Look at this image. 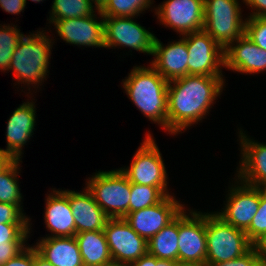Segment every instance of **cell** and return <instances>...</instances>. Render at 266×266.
I'll return each instance as SVG.
<instances>
[{"instance_id": "1", "label": "cell", "mask_w": 266, "mask_h": 266, "mask_svg": "<svg viewBox=\"0 0 266 266\" xmlns=\"http://www.w3.org/2000/svg\"><path fill=\"white\" fill-rule=\"evenodd\" d=\"M224 77L186 75L168 82V134H180L209 114L221 95Z\"/></svg>"}, {"instance_id": "2", "label": "cell", "mask_w": 266, "mask_h": 266, "mask_svg": "<svg viewBox=\"0 0 266 266\" xmlns=\"http://www.w3.org/2000/svg\"><path fill=\"white\" fill-rule=\"evenodd\" d=\"M134 66L126 79L123 89L141 113L167 131L168 81L151 65Z\"/></svg>"}, {"instance_id": "3", "label": "cell", "mask_w": 266, "mask_h": 266, "mask_svg": "<svg viewBox=\"0 0 266 266\" xmlns=\"http://www.w3.org/2000/svg\"><path fill=\"white\" fill-rule=\"evenodd\" d=\"M36 31L24 35L18 42L12 54L10 70H8H12L14 80L18 81V84L23 83L28 87L31 85L33 88H39L38 86H41L46 76L49 75L47 74L49 73V58L51 59V49L54 44V39L52 37L50 39L45 33L46 30Z\"/></svg>"}, {"instance_id": "4", "label": "cell", "mask_w": 266, "mask_h": 266, "mask_svg": "<svg viewBox=\"0 0 266 266\" xmlns=\"http://www.w3.org/2000/svg\"><path fill=\"white\" fill-rule=\"evenodd\" d=\"M206 239V264L234 260L254 246L245 231L226 223L215 211L206 213Z\"/></svg>"}, {"instance_id": "5", "label": "cell", "mask_w": 266, "mask_h": 266, "mask_svg": "<svg viewBox=\"0 0 266 266\" xmlns=\"http://www.w3.org/2000/svg\"><path fill=\"white\" fill-rule=\"evenodd\" d=\"M86 188L109 218H124L129 213L131 183L120 169L98 171L87 179Z\"/></svg>"}, {"instance_id": "6", "label": "cell", "mask_w": 266, "mask_h": 266, "mask_svg": "<svg viewBox=\"0 0 266 266\" xmlns=\"http://www.w3.org/2000/svg\"><path fill=\"white\" fill-rule=\"evenodd\" d=\"M239 0H204L203 30L223 49L245 33ZM243 1V0H242Z\"/></svg>"}, {"instance_id": "7", "label": "cell", "mask_w": 266, "mask_h": 266, "mask_svg": "<svg viewBox=\"0 0 266 266\" xmlns=\"http://www.w3.org/2000/svg\"><path fill=\"white\" fill-rule=\"evenodd\" d=\"M145 139L133 155L130 166L119 168L130 183L154 187H167V170L162 154L153 138L147 133Z\"/></svg>"}, {"instance_id": "8", "label": "cell", "mask_w": 266, "mask_h": 266, "mask_svg": "<svg viewBox=\"0 0 266 266\" xmlns=\"http://www.w3.org/2000/svg\"><path fill=\"white\" fill-rule=\"evenodd\" d=\"M186 208L179 213L178 262L206 265V213Z\"/></svg>"}, {"instance_id": "9", "label": "cell", "mask_w": 266, "mask_h": 266, "mask_svg": "<svg viewBox=\"0 0 266 266\" xmlns=\"http://www.w3.org/2000/svg\"><path fill=\"white\" fill-rule=\"evenodd\" d=\"M186 41L188 75L224 77V49L204 30L183 35Z\"/></svg>"}, {"instance_id": "10", "label": "cell", "mask_w": 266, "mask_h": 266, "mask_svg": "<svg viewBox=\"0 0 266 266\" xmlns=\"http://www.w3.org/2000/svg\"><path fill=\"white\" fill-rule=\"evenodd\" d=\"M103 231L113 264L128 266L148 253L147 240L138 235L124 218H110Z\"/></svg>"}, {"instance_id": "11", "label": "cell", "mask_w": 266, "mask_h": 266, "mask_svg": "<svg viewBox=\"0 0 266 266\" xmlns=\"http://www.w3.org/2000/svg\"><path fill=\"white\" fill-rule=\"evenodd\" d=\"M104 18V44L105 48L129 47L132 50L152 55L154 48V34L137 23L135 17Z\"/></svg>"}, {"instance_id": "12", "label": "cell", "mask_w": 266, "mask_h": 266, "mask_svg": "<svg viewBox=\"0 0 266 266\" xmlns=\"http://www.w3.org/2000/svg\"><path fill=\"white\" fill-rule=\"evenodd\" d=\"M240 182V183H239ZM229 187L225 208L215 212L226 223L246 231L257 213L260 203V188L238 181ZM234 186V187H233Z\"/></svg>"}, {"instance_id": "13", "label": "cell", "mask_w": 266, "mask_h": 266, "mask_svg": "<svg viewBox=\"0 0 266 266\" xmlns=\"http://www.w3.org/2000/svg\"><path fill=\"white\" fill-rule=\"evenodd\" d=\"M155 15L179 35L198 32L203 30L204 0H167L155 8Z\"/></svg>"}, {"instance_id": "14", "label": "cell", "mask_w": 266, "mask_h": 266, "mask_svg": "<svg viewBox=\"0 0 266 266\" xmlns=\"http://www.w3.org/2000/svg\"><path fill=\"white\" fill-rule=\"evenodd\" d=\"M167 195L159 203L128 213L124 220L147 241L170 223L184 208V204Z\"/></svg>"}, {"instance_id": "15", "label": "cell", "mask_w": 266, "mask_h": 266, "mask_svg": "<svg viewBox=\"0 0 266 266\" xmlns=\"http://www.w3.org/2000/svg\"><path fill=\"white\" fill-rule=\"evenodd\" d=\"M97 14L99 17H97ZM97 14L87 17L56 20L52 25L56 28V33L59 37L66 41V43L80 47L86 46V48H105L104 18L99 9ZM97 18L101 20L98 21Z\"/></svg>"}, {"instance_id": "16", "label": "cell", "mask_w": 266, "mask_h": 266, "mask_svg": "<svg viewBox=\"0 0 266 266\" xmlns=\"http://www.w3.org/2000/svg\"><path fill=\"white\" fill-rule=\"evenodd\" d=\"M238 130L241 158L235 179L255 187L266 188V144L249 138L241 128Z\"/></svg>"}, {"instance_id": "17", "label": "cell", "mask_w": 266, "mask_h": 266, "mask_svg": "<svg viewBox=\"0 0 266 266\" xmlns=\"http://www.w3.org/2000/svg\"><path fill=\"white\" fill-rule=\"evenodd\" d=\"M36 108L33 99L22 103L17 107L7 121L6 127V149L0 150L8 154L12 159L22 158V148L28 142L35 131ZM33 133V134H32Z\"/></svg>"}, {"instance_id": "18", "label": "cell", "mask_w": 266, "mask_h": 266, "mask_svg": "<svg viewBox=\"0 0 266 266\" xmlns=\"http://www.w3.org/2000/svg\"><path fill=\"white\" fill-rule=\"evenodd\" d=\"M224 68L238 73L258 74L266 70V50L245 33L224 49Z\"/></svg>"}, {"instance_id": "19", "label": "cell", "mask_w": 266, "mask_h": 266, "mask_svg": "<svg viewBox=\"0 0 266 266\" xmlns=\"http://www.w3.org/2000/svg\"><path fill=\"white\" fill-rule=\"evenodd\" d=\"M152 56L150 65L168 82L188 75L189 53L183 38L164 46L155 37Z\"/></svg>"}, {"instance_id": "20", "label": "cell", "mask_w": 266, "mask_h": 266, "mask_svg": "<svg viewBox=\"0 0 266 266\" xmlns=\"http://www.w3.org/2000/svg\"><path fill=\"white\" fill-rule=\"evenodd\" d=\"M69 199L74 216L76 233L104 230L110 219L85 187L81 192L61 190Z\"/></svg>"}, {"instance_id": "21", "label": "cell", "mask_w": 266, "mask_h": 266, "mask_svg": "<svg viewBox=\"0 0 266 266\" xmlns=\"http://www.w3.org/2000/svg\"><path fill=\"white\" fill-rule=\"evenodd\" d=\"M46 196L44 222L51 235L46 237H72L76 225L68 197L61 191L52 189Z\"/></svg>"}, {"instance_id": "22", "label": "cell", "mask_w": 266, "mask_h": 266, "mask_svg": "<svg viewBox=\"0 0 266 266\" xmlns=\"http://www.w3.org/2000/svg\"><path fill=\"white\" fill-rule=\"evenodd\" d=\"M34 246L54 266H84L75 236L42 237Z\"/></svg>"}, {"instance_id": "23", "label": "cell", "mask_w": 266, "mask_h": 266, "mask_svg": "<svg viewBox=\"0 0 266 266\" xmlns=\"http://www.w3.org/2000/svg\"><path fill=\"white\" fill-rule=\"evenodd\" d=\"M75 238L84 266H109L113 264L103 230L76 233Z\"/></svg>"}, {"instance_id": "24", "label": "cell", "mask_w": 266, "mask_h": 266, "mask_svg": "<svg viewBox=\"0 0 266 266\" xmlns=\"http://www.w3.org/2000/svg\"><path fill=\"white\" fill-rule=\"evenodd\" d=\"M178 233L179 214L147 241L148 254L158 259L178 262Z\"/></svg>"}, {"instance_id": "25", "label": "cell", "mask_w": 266, "mask_h": 266, "mask_svg": "<svg viewBox=\"0 0 266 266\" xmlns=\"http://www.w3.org/2000/svg\"><path fill=\"white\" fill-rule=\"evenodd\" d=\"M20 159H13L1 172H0V202L10 203L16 205L22 212L24 210L22 205V193L18 183V170L20 169Z\"/></svg>"}, {"instance_id": "26", "label": "cell", "mask_w": 266, "mask_h": 266, "mask_svg": "<svg viewBox=\"0 0 266 266\" xmlns=\"http://www.w3.org/2000/svg\"><path fill=\"white\" fill-rule=\"evenodd\" d=\"M95 12H98V9L90 0H54L49 12V23L61 19L87 17Z\"/></svg>"}, {"instance_id": "27", "label": "cell", "mask_w": 266, "mask_h": 266, "mask_svg": "<svg viewBox=\"0 0 266 266\" xmlns=\"http://www.w3.org/2000/svg\"><path fill=\"white\" fill-rule=\"evenodd\" d=\"M167 188L131 183L129 213L159 203L165 196L170 195Z\"/></svg>"}, {"instance_id": "28", "label": "cell", "mask_w": 266, "mask_h": 266, "mask_svg": "<svg viewBox=\"0 0 266 266\" xmlns=\"http://www.w3.org/2000/svg\"><path fill=\"white\" fill-rule=\"evenodd\" d=\"M152 3L153 0H106L99 11L102 16L138 17Z\"/></svg>"}, {"instance_id": "29", "label": "cell", "mask_w": 266, "mask_h": 266, "mask_svg": "<svg viewBox=\"0 0 266 266\" xmlns=\"http://www.w3.org/2000/svg\"><path fill=\"white\" fill-rule=\"evenodd\" d=\"M16 25L0 24V70H9L12 54L24 34Z\"/></svg>"}, {"instance_id": "30", "label": "cell", "mask_w": 266, "mask_h": 266, "mask_svg": "<svg viewBox=\"0 0 266 266\" xmlns=\"http://www.w3.org/2000/svg\"><path fill=\"white\" fill-rule=\"evenodd\" d=\"M31 224H0V245H26ZM29 234V235H28ZM27 239V240H26Z\"/></svg>"}, {"instance_id": "31", "label": "cell", "mask_w": 266, "mask_h": 266, "mask_svg": "<svg viewBox=\"0 0 266 266\" xmlns=\"http://www.w3.org/2000/svg\"><path fill=\"white\" fill-rule=\"evenodd\" d=\"M245 233L253 245L266 234V188H260L259 207Z\"/></svg>"}, {"instance_id": "32", "label": "cell", "mask_w": 266, "mask_h": 266, "mask_svg": "<svg viewBox=\"0 0 266 266\" xmlns=\"http://www.w3.org/2000/svg\"><path fill=\"white\" fill-rule=\"evenodd\" d=\"M245 34L259 48L266 50V17H247Z\"/></svg>"}, {"instance_id": "33", "label": "cell", "mask_w": 266, "mask_h": 266, "mask_svg": "<svg viewBox=\"0 0 266 266\" xmlns=\"http://www.w3.org/2000/svg\"><path fill=\"white\" fill-rule=\"evenodd\" d=\"M29 220L16 205L0 202V224H30Z\"/></svg>"}, {"instance_id": "34", "label": "cell", "mask_w": 266, "mask_h": 266, "mask_svg": "<svg viewBox=\"0 0 266 266\" xmlns=\"http://www.w3.org/2000/svg\"><path fill=\"white\" fill-rule=\"evenodd\" d=\"M205 266H264L259 253L253 246L244 255L227 262L206 264Z\"/></svg>"}, {"instance_id": "35", "label": "cell", "mask_w": 266, "mask_h": 266, "mask_svg": "<svg viewBox=\"0 0 266 266\" xmlns=\"http://www.w3.org/2000/svg\"><path fill=\"white\" fill-rule=\"evenodd\" d=\"M2 266H34V245L26 246L20 253Z\"/></svg>"}, {"instance_id": "36", "label": "cell", "mask_w": 266, "mask_h": 266, "mask_svg": "<svg viewBox=\"0 0 266 266\" xmlns=\"http://www.w3.org/2000/svg\"><path fill=\"white\" fill-rule=\"evenodd\" d=\"M27 245H0V266L20 253Z\"/></svg>"}, {"instance_id": "37", "label": "cell", "mask_w": 266, "mask_h": 266, "mask_svg": "<svg viewBox=\"0 0 266 266\" xmlns=\"http://www.w3.org/2000/svg\"><path fill=\"white\" fill-rule=\"evenodd\" d=\"M25 6L24 0H0V8L11 14H20Z\"/></svg>"}, {"instance_id": "38", "label": "cell", "mask_w": 266, "mask_h": 266, "mask_svg": "<svg viewBox=\"0 0 266 266\" xmlns=\"http://www.w3.org/2000/svg\"><path fill=\"white\" fill-rule=\"evenodd\" d=\"M243 3L252 9L248 17H266V0H243Z\"/></svg>"}, {"instance_id": "39", "label": "cell", "mask_w": 266, "mask_h": 266, "mask_svg": "<svg viewBox=\"0 0 266 266\" xmlns=\"http://www.w3.org/2000/svg\"><path fill=\"white\" fill-rule=\"evenodd\" d=\"M128 266H156V257L147 253L137 261H134L129 264Z\"/></svg>"}, {"instance_id": "40", "label": "cell", "mask_w": 266, "mask_h": 266, "mask_svg": "<svg viewBox=\"0 0 266 266\" xmlns=\"http://www.w3.org/2000/svg\"><path fill=\"white\" fill-rule=\"evenodd\" d=\"M254 247L259 253L263 265L266 266V234L254 244Z\"/></svg>"}, {"instance_id": "41", "label": "cell", "mask_w": 266, "mask_h": 266, "mask_svg": "<svg viewBox=\"0 0 266 266\" xmlns=\"http://www.w3.org/2000/svg\"><path fill=\"white\" fill-rule=\"evenodd\" d=\"M34 266H54L46 259H44L36 250L34 246Z\"/></svg>"}, {"instance_id": "42", "label": "cell", "mask_w": 266, "mask_h": 266, "mask_svg": "<svg viewBox=\"0 0 266 266\" xmlns=\"http://www.w3.org/2000/svg\"><path fill=\"white\" fill-rule=\"evenodd\" d=\"M13 159L0 150V172L12 161Z\"/></svg>"}, {"instance_id": "43", "label": "cell", "mask_w": 266, "mask_h": 266, "mask_svg": "<svg viewBox=\"0 0 266 266\" xmlns=\"http://www.w3.org/2000/svg\"><path fill=\"white\" fill-rule=\"evenodd\" d=\"M176 262L171 260L158 259L156 257V266H175Z\"/></svg>"}, {"instance_id": "44", "label": "cell", "mask_w": 266, "mask_h": 266, "mask_svg": "<svg viewBox=\"0 0 266 266\" xmlns=\"http://www.w3.org/2000/svg\"><path fill=\"white\" fill-rule=\"evenodd\" d=\"M94 6L97 7V9H100V7L104 4L106 0H90Z\"/></svg>"}, {"instance_id": "45", "label": "cell", "mask_w": 266, "mask_h": 266, "mask_svg": "<svg viewBox=\"0 0 266 266\" xmlns=\"http://www.w3.org/2000/svg\"><path fill=\"white\" fill-rule=\"evenodd\" d=\"M175 266H200V265L176 262Z\"/></svg>"}, {"instance_id": "46", "label": "cell", "mask_w": 266, "mask_h": 266, "mask_svg": "<svg viewBox=\"0 0 266 266\" xmlns=\"http://www.w3.org/2000/svg\"><path fill=\"white\" fill-rule=\"evenodd\" d=\"M30 1H32V2H41V1H44V0H30ZM24 2H25V5H26L27 0H24Z\"/></svg>"}]
</instances>
